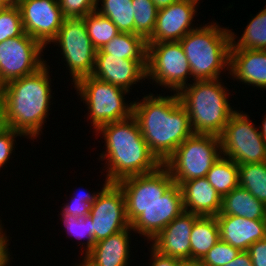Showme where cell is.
Returning <instances> with one entry per match:
<instances>
[{
  "instance_id": "816d5d0a",
  "label": "cell",
  "mask_w": 266,
  "mask_h": 266,
  "mask_svg": "<svg viewBox=\"0 0 266 266\" xmlns=\"http://www.w3.org/2000/svg\"><path fill=\"white\" fill-rule=\"evenodd\" d=\"M189 1L196 2L198 5L200 4V0H189Z\"/></svg>"
},
{
  "instance_id": "8d00e7d4",
  "label": "cell",
  "mask_w": 266,
  "mask_h": 266,
  "mask_svg": "<svg viewBox=\"0 0 266 266\" xmlns=\"http://www.w3.org/2000/svg\"><path fill=\"white\" fill-rule=\"evenodd\" d=\"M91 204L85 202V199L71 198V200L61 206L59 215H71L77 218H83L90 214Z\"/></svg>"
},
{
  "instance_id": "30bf717a",
  "label": "cell",
  "mask_w": 266,
  "mask_h": 266,
  "mask_svg": "<svg viewBox=\"0 0 266 266\" xmlns=\"http://www.w3.org/2000/svg\"><path fill=\"white\" fill-rule=\"evenodd\" d=\"M60 48V55L75 84L81 78L91 76L96 49L93 47L84 18H64L56 38L51 42Z\"/></svg>"
},
{
  "instance_id": "6da1fadb",
  "label": "cell",
  "mask_w": 266,
  "mask_h": 266,
  "mask_svg": "<svg viewBox=\"0 0 266 266\" xmlns=\"http://www.w3.org/2000/svg\"><path fill=\"white\" fill-rule=\"evenodd\" d=\"M48 64L47 62L33 74L12 80L0 87L4 126L33 141L43 132L44 123L50 115V106L53 104L51 99L54 93L51 89Z\"/></svg>"
},
{
  "instance_id": "1f68e13d",
  "label": "cell",
  "mask_w": 266,
  "mask_h": 266,
  "mask_svg": "<svg viewBox=\"0 0 266 266\" xmlns=\"http://www.w3.org/2000/svg\"><path fill=\"white\" fill-rule=\"evenodd\" d=\"M134 34L147 40L153 33L158 9L152 0H132Z\"/></svg>"
},
{
  "instance_id": "4fadbf2b",
  "label": "cell",
  "mask_w": 266,
  "mask_h": 266,
  "mask_svg": "<svg viewBox=\"0 0 266 266\" xmlns=\"http://www.w3.org/2000/svg\"><path fill=\"white\" fill-rule=\"evenodd\" d=\"M104 182L89 214L94 243L130 227L122 189L117 183Z\"/></svg>"
},
{
  "instance_id": "7402d4cb",
  "label": "cell",
  "mask_w": 266,
  "mask_h": 266,
  "mask_svg": "<svg viewBox=\"0 0 266 266\" xmlns=\"http://www.w3.org/2000/svg\"><path fill=\"white\" fill-rule=\"evenodd\" d=\"M131 226L100 240L84 255L94 266H130Z\"/></svg>"
},
{
  "instance_id": "c3c4849f",
  "label": "cell",
  "mask_w": 266,
  "mask_h": 266,
  "mask_svg": "<svg viewBox=\"0 0 266 266\" xmlns=\"http://www.w3.org/2000/svg\"><path fill=\"white\" fill-rule=\"evenodd\" d=\"M9 5L4 1L0 0V11L6 9Z\"/></svg>"
},
{
  "instance_id": "8992f818",
  "label": "cell",
  "mask_w": 266,
  "mask_h": 266,
  "mask_svg": "<svg viewBox=\"0 0 266 266\" xmlns=\"http://www.w3.org/2000/svg\"><path fill=\"white\" fill-rule=\"evenodd\" d=\"M73 88L77 91V96L80 95V101L87 105V121H90L94 131L104 124L121 121L133 115V101L128 104L125 98L130 92L124 88L93 76L81 78Z\"/></svg>"
},
{
  "instance_id": "ab89813d",
  "label": "cell",
  "mask_w": 266,
  "mask_h": 266,
  "mask_svg": "<svg viewBox=\"0 0 266 266\" xmlns=\"http://www.w3.org/2000/svg\"><path fill=\"white\" fill-rule=\"evenodd\" d=\"M9 237L5 231L0 235V266H10V261H13L8 247Z\"/></svg>"
},
{
  "instance_id": "cb8c5ba5",
  "label": "cell",
  "mask_w": 266,
  "mask_h": 266,
  "mask_svg": "<svg viewBox=\"0 0 266 266\" xmlns=\"http://www.w3.org/2000/svg\"><path fill=\"white\" fill-rule=\"evenodd\" d=\"M218 241L220 233L216 216H200L191 230V259L202 260Z\"/></svg>"
},
{
  "instance_id": "bcb514c9",
  "label": "cell",
  "mask_w": 266,
  "mask_h": 266,
  "mask_svg": "<svg viewBox=\"0 0 266 266\" xmlns=\"http://www.w3.org/2000/svg\"><path fill=\"white\" fill-rule=\"evenodd\" d=\"M75 266H94L86 257L83 256L82 263H75Z\"/></svg>"
},
{
  "instance_id": "4316f807",
  "label": "cell",
  "mask_w": 266,
  "mask_h": 266,
  "mask_svg": "<svg viewBox=\"0 0 266 266\" xmlns=\"http://www.w3.org/2000/svg\"><path fill=\"white\" fill-rule=\"evenodd\" d=\"M206 179L223 198L239 186L238 164L221 156L206 174Z\"/></svg>"
},
{
  "instance_id": "7bdbcfd3",
  "label": "cell",
  "mask_w": 266,
  "mask_h": 266,
  "mask_svg": "<svg viewBox=\"0 0 266 266\" xmlns=\"http://www.w3.org/2000/svg\"><path fill=\"white\" fill-rule=\"evenodd\" d=\"M158 10L164 9L169 5L176 3L180 0H152Z\"/></svg>"
},
{
  "instance_id": "ee69618b",
  "label": "cell",
  "mask_w": 266,
  "mask_h": 266,
  "mask_svg": "<svg viewBox=\"0 0 266 266\" xmlns=\"http://www.w3.org/2000/svg\"><path fill=\"white\" fill-rule=\"evenodd\" d=\"M181 266H207L201 260H183Z\"/></svg>"
},
{
  "instance_id": "83f0119b",
  "label": "cell",
  "mask_w": 266,
  "mask_h": 266,
  "mask_svg": "<svg viewBox=\"0 0 266 266\" xmlns=\"http://www.w3.org/2000/svg\"><path fill=\"white\" fill-rule=\"evenodd\" d=\"M98 11L109 18L119 32L134 34V11L132 0H96ZM100 8L98 7L100 4Z\"/></svg>"
},
{
  "instance_id": "4dcf8cb0",
  "label": "cell",
  "mask_w": 266,
  "mask_h": 266,
  "mask_svg": "<svg viewBox=\"0 0 266 266\" xmlns=\"http://www.w3.org/2000/svg\"><path fill=\"white\" fill-rule=\"evenodd\" d=\"M62 223L64 228L66 229L67 235L70 237H74V239H78L81 245V255H85L93 246H94V236L92 234L93 224L92 218L90 215H87L83 218H77L71 215H61ZM85 239V240H84ZM83 242L86 241V242ZM83 248V249H82Z\"/></svg>"
},
{
  "instance_id": "9a60e30c",
  "label": "cell",
  "mask_w": 266,
  "mask_h": 266,
  "mask_svg": "<svg viewBox=\"0 0 266 266\" xmlns=\"http://www.w3.org/2000/svg\"><path fill=\"white\" fill-rule=\"evenodd\" d=\"M184 211L180 186L174 183L152 205L147 206L131 224V229L144 240L152 241L170 222Z\"/></svg>"
},
{
  "instance_id": "8fae6325",
  "label": "cell",
  "mask_w": 266,
  "mask_h": 266,
  "mask_svg": "<svg viewBox=\"0 0 266 266\" xmlns=\"http://www.w3.org/2000/svg\"><path fill=\"white\" fill-rule=\"evenodd\" d=\"M43 50L45 47L27 33L1 42L0 87L42 68L47 62Z\"/></svg>"
},
{
  "instance_id": "d590c367",
  "label": "cell",
  "mask_w": 266,
  "mask_h": 266,
  "mask_svg": "<svg viewBox=\"0 0 266 266\" xmlns=\"http://www.w3.org/2000/svg\"><path fill=\"white\" fill-rule=\"evenodd\" d=\"M17 136L26 138L22 133L12 128L3 126L0 129V169L6 166L10 161V156L15 151V138ZM14 150V151H13Z\"/></svg>"
},
{
  "instance_id": "7c38bea8",
  "label": "cell",
  "mask_w": 266,
  "mask_h": 266,
  "mask_svg": "<svg viewBox=\"0 0 266 266\" xmlns=\"http://www.w3.org/2000/svg\"><path fill=\"white\" fill-rule=\"evenodd\" d=\"M174 183L169 170L163 164L154 172L118 181L117 184L125 196L129 223L141 215L147 206L160 199Z\"/></svg>"
},
{
  "instance_id": "d6986e66",
  "label": "cell",
  "mask_w": 266,
  "mask_h": 266,
  "mask_svg": "<svg viewBox=\"0 0 266 266\" xmlns=\"http://www.w3.org/2000/svg\"><path fill=\"white\" fill-rule=\"evenodd\" d=\"M228 73L234 81L266 90V50L230 49Z\"/></svg>"
},
{
  "instance_id": "e0dca14e",
  "label": "cell",
  "mask_w": 266,
  "mask_h": 266,
  "mask_svg": "<svg viewBox=\"0 0 266 266\" xmlns=\"http://www.w3.org/2000/svg\"><path fill=\"white\" fill-rule=\"evenodd\" d=\"M147 60L123 59L111 54H96L91 76L125 90L146 79ZM131 87V88H130Z\"/></svg>"
},
{
  "instance_id": "7a4b0ae2",
  "label": "cell",
  "mask_w": 266,
  "mask_h": 266,
  "mask_svg": "<svg viewBox=\"0 0 266 266\" xmlns=\"http://www.w3.org/2000/svg\"><path fill=\"white\" fill-rule=\"evenodd\" d=\"M156 95L150 92L140 101L139 98L133 100V116L150 151L164 164L194 132L177 93L171 96Z\"/></svg>"
},
{
  "instance_id": "f6af8a7d",
  "label": "cell",
  "mask_w": 266,
  "mask_h": 266,
  "mask_svg": "<svg viewBox=\"0 0 266 266\" xmlns=\"http://www.w3.org/2000/svg\"><path fill=\"white\" fill-rule=\"evenodd\" d=\"M264 119L261 123V126L258 125L260 130V135L262 136V139L265 141L266 144V115H264Z\"/></svg>"
},
{
  "instance_id": "f35d334b",
  "label": "cell",
  "mask_w": 266,
  "mask_h": 266,
  "mask_svg": "<svg viewBox=\"0 0 266 266\" xmlns=\"http://www.w3.org/2000/svg\"><path fill=\"white\" fill-rule=\"evenodd\" d=\"M151 251V259L149 266H181L182 260L173 258L171 256H165L161 253H159L157 250H155L152 246H150Z\"/></svg>"
},
{
  "instance_id": "52a82bcc",
  "label": "cell",
  "mask_w": 266,
  "mask_h": 266,
  "mask_svg": "<svg viewBox=\"0 0 266 266\" xmlns=\"http://www.w3.org/2000/svg\"><path fill=\"white\" fill-rule=\"evenodd\" d=\"M221 156L220 136L193 134L177 147L163 165L169 170L173 181L180 185L191 179L206 177Z\"/></svg>"
},
{
  "instance_id": "ba28073f",
  "label": "cell",
  "mask_w": 266,
  "mask_h": 266,
  "mask_svg": "<svg viewBox=\"0 0 266 266\" xmlns=\"http://www.w3.org/2000/svg\"><path fill=\"white\" fill-rule=\"evenodd\" d=\"M191 77L190 65L179 41L147 44L146 79L152 81V85L155 83L154 86L178 93L189 84Z\"/></svg>"
},
{
  "instance_id": "44dd1931",
  "label": "cell",
  "mask_w": 266,
  "mask_h": 266,
  "mask_svg": "<svg viewBox=\"0 0 266 266\" xmlns=\"http://www.w3.org/2000/svg\"><path fill=\"white\" fill-rule=\"evenodd\" d=\"M184 211L199 216H217L222 207V197L206 177L188 180L180 185Z\"/></svg>"
},
{
  "instance_id": "d4e9b609",
  "label": "cell",
  "mask_w": 266,
  "mask_h": 266,
  "mask_svg": "<svg viewBox=\"0 0 266 266\" xmlns=\"http://www.w3.org/2000/svg\"><path fill=\"white\" fill-rule=\"evenodd\" d=\"M96 54H111L123 59L147 60V41L140 35L120 32Z\"/></svg>"
},
{
  "instance_id": "484cf974",
  "label": "cell",
  "mask_w": 266,
  "mask_h": 266,
  "mask_svg": "<svg viewBox=\"0 0 266 266\" xmlns=\"http://www.w3.org/2000/svg\"><path fill=\"white\" fill-rule=\"evenodd\" d=\"M232 30L230 49L266 50V6L251 17L240 38Z\"/></svg>"
},
{
  "instance_id": "e575fe53",
  "label": "cell",
  "mask_w": 266,
  "mask_h": 266,
  "mask_svg": "<svg viewBox=\"0 0 266 266\" xmlns=\"http://www.w3.org/2000/svg\"><path fill=\"white\" fill-rule=\"evenodd\" d=\"M64 18H84L96 10V0H58Z\"/></svg>"
},
{
  "instance_id": "f907efd6",
  "label": "cell",
  "mask_w": 266,
  "mask_h": 266,
  "mask_svg": "<svg viewBox=\"0 0 266 266\" xmlns=\"http://www.w3.org/2000/svg\"><path fill=\"white\" fill-rule=\"evenodd\" d=\"M1 219H0V235L4 232V227L2 226V223H1Z\"/></svg>"
},
{
  "instance_id": "836d02e7",
  "label": "cell",
  "mask_w": 266,
  "mask_h": 266,
  "mask_svg": "<svg viewBox=\"0 0 266 266\" xmlns=\"http://www.w3.org/2000/svg\"><path fill=\"white\" fill-rule=\"evenodd\" d=\"M240 250L229 243L218 241L201 260L207 266H223L232 261Z\"/></svg>"
},
{
  "instance_id": "b9f144b4",
  "label": "cell",
  "mask_w": 266,
  "mask_h": 266,
  "mask_svg": "<svg viewBox=\"0 0 266 266\" xmlns=\"http://www.w3.org/2000/svg\"><path fill=\"white\" fill-rule=\"evenodd\" d=\"M79 190H80V188H79ZM99 193H100L99 190L97 192L94 191L92 194L89 191H86V192L85 191H82V192L79 191V192H77V194H75L71 198L85 199V202H88V203H90L92 205L95 202V200H96V198H97Z\"/></svg>"
},
{
  "instance_id": "d6a6232c",
  "label": "cell",
  "mask_w": 266,
  "mask_h": 266,
  "mask_svg": "<svg viewBox=\"0 0 266 266\" xmlns=\"http://www.w3.org/2000/svg\"><path fill=\"white\" fill-rule=\"evenodd\" d=\"M25 34L20 9L17 5L0 11V43Z\"/></svg>"
},
{
  "instance_id": "681fc988",
  "label": "cell",
  "mask_w": 266,
  "mask_h": 266,
  "mask_svg": "<svg viewBox=\"0 0 266 266\" xmlns=\"http://www.w3.org/2000/svg\"><path fill=\"white\" fill-rule=\"evenodd\" d=\"M9 6L17 5V0H4Z\"/></svg>"
},
{
  "instance_id": "5bb4252c",
  "label": "cell",
  "mask_w": 266,
  "mask_h": 266,
  "mask_svg": "<svg viewBox=\"0 0 266 266\" xmlns=\"http://www.w3.org/2000/svg\"><path fill=\"white\" fill-rule=\"evenodd\" d=\"M17 6L25 33L47 48L64 21L58 0H23Z\"/></svg>"
},
{
  "instance_id": "60d3db41",
  "label": "cell",
  "mask_w": 266,
  "mask_h": 266,
  "mask_svg": "<svg viewBox=\"0 0 266 266\" xmlns=\"http://www.w3.org/2000/svg\"><path fill=\"white\" fill-rule=\"evenodd\" d=\"M223 266H253V264L248 251H240L232 261Z\"/></svg>"
},
{
  "instance_id": "7dc6e473",
  "label": "cell",
  "mask_w": 266,
  "mask_h": 266,
  "mask_svg": "<svg viewBox=\"0 0 266 266\" xmlns=\"http://www.w3.org/2000/svg\"><path fill=\"white\" fill-rule=\"evenodd\" d=\"M4 126L3 124V112H2V105L0 101V129Z\"/></svg>"
},
{
  "instance_id": "ac0fdd59",
  "label": "cell",
  "mask_w": 266,
  "mask_h": 266,
  "mask_svg": "<svg viewBox=\"0 0 266 266\" xmlns=\"http://www.w3.org/2000/svg\"><path fill=\"white\" fill-rule=\"evenodd\" d=\"M200 216L183 211L170 222L150 243L159 253L180 260L191 259L190 236L194 222Z\"/></svg>"
},
{
  "instance_id": "f546056e",
  "label": "cell",
  "mask_w": 266,
  "mask_h": 266,
  "mask_svg": "<svg viewBox=\"0 0 266 266\" xmlns=\"http://www.w3.org/2000/svg\"><path fill=\"white\" fill-rule=\"evenodd\" d=\"M87 34L96 50L101 49L120 32L117 26L106 16L94 10L84 17Z\"/></svg>"
},
{
  "instance_id": "603a6c76",
  "label": "cell",
  "mask_w": 266,
  "mask_h": 266,
  "mask_svg": "<svg viewBox=\"0 0 266 266\" xmlns=\"http://www.w3.org/2000/svg\"><path fill=\"white\" fill-rule=\"evenodd\" d=\"M218 215H235L250 220H266V205L238 186L222 198Z\"/></svg>"
},
{
  "instance_id": "3957f363",
  "label": "cell",
  "mask_w": 266,
  "mask_h": 266,
  "mask_svg": "<svg viewBox=\"0 0 266 266\" xmlns=\"http://www.w3.org/2000/svg\"><path fill=\"white\" fill-rule=\"evenodd\" d=\"M95 133L97 136L103 135L100 138L105 142V151L100 153L99 160L106 161L104 176L109 183L154 172L162 165L150 151L133 115L121 121L104 124Z\"/></svg>"
},
{
  "instance_id": "ffe728a7",
  "label": "cell",
  "mask_w": 266,
  "mask_h": 266,
  "mask_svg": "<svg viewBox=\"0 0 266 266\" xmlns=\"http://www.w3.org/2000/svg\"><path fill=\"white\" fill-rule=\"evenodd\" d=\"M220 240L240 251L266 238V220H250L235 215H217Z\"/></svg>"
},
{
  "instance_id": "74e56055",
  "label": "cell",
  "mask_w": 266,
  "mask_h": 266,
  "mask_svg": "<svg viewBox=\"0 0 266 266\" xmlns=\"http://www.w3.org/2000/svg\"><path fill=\"white\" fill-rule=\"evenodd\" d=\"M247 251L253 266H266V238L250 245Z\"/></svg>"
},
{
  "instance_id": "277c9868",
  "label": "cell",
  "mask_w": 266,
  "mask_h": 266,
  "mask_svg": "<svg viewBox=\"0 0 266 266\" xmlns=\"http://www.w3.org/2000/svg\"><path fill=\"white\" fill-rule=\"evenodd\" d=\"M222 80L190 81L192 84L177 93L187 110L194 134L220 136L230 117L237 111L229 103L231 92Z\"/></svg>"
},
{
  "instance_id": "5b68a950",
  "label": "cell",
  "mask_w": 266,
  "mask_h": 266,
  "mask_svg": "<svg viewBox=\"0 0 266 266\" xmlns=\"http://www.w3.org/2000/svg\"><path fill=\"white\" fill-rule=\"evenodd\" d=\"M218 24L209 22L200 25L179 41L189 62L193 81L219 79L223 71H229L231 29Z\"/></svg>"
},
{
  "instance_id": "9c48e42d",
  "label": "cell",
  "mask_w": 266,
  "mask_h": 266,
  "mask_svg": "<svg viewBox=\"0 0 266 266\" xmlns=\"http://www.w3.org/2000/svg\"><path fill=\"white\" fill-rule=\"evenodd\" d=\"M250 116L237 110L220 135L222 156L236 164L266 162V144Z\"/></svg>"
},
{
  "instance_id": "2e32d148",
  "label": "cell",
  "mask_w": 266,
  "mask_h": 266,
  "mask_svg": "<svg viewBox=\"0 0 266 266\" xmlns=\"http://www.w3.org/2000/svg\"><path fill=\"white\" fill-rule=\"evenodd\" d=\"M196 2L180 0L168 7L158 10L156 24L147 44L180 41L187 33L198 27L194 26L197 16Z\"/></svg>"
},
{
  "instance_id": "f1b7e54d",
  "label": "cell",
  "mask_w": 266,
  "mask_h": 266,
  "mask_svg": "<svg viewBox=\"0 0 266 266\" xmlns=\"http://www.w3.org/2000/svg\"><path fill=\"white\" fill-rule=\"evenodd\" d=\"M239 186L266 205V162L238 165Z\"/></svg>"
}]
</instances>
